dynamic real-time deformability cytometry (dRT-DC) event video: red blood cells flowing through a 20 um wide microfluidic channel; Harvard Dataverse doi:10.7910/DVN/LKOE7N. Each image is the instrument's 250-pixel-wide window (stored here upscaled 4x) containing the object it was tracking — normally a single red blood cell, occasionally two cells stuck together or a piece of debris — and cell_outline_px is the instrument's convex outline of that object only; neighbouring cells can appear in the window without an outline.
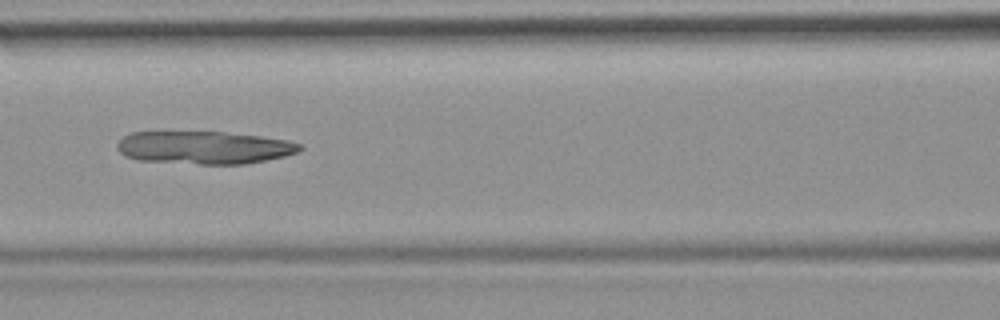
{"species": "common noctule bat (a hibernating species)", "species_latin": "Nyctalus noctula", "temperature_condition": "room temperature", "stored_images_in_passage": 6, "camera_frame_rate_fps": 3000, "um_per_image_px": 0.085, "animal": {"sex": "female", "body_mass_g": 19.9}, "frame": {"image": 1, "passage_image": 6, "time_ms": 7.0, "image_size_px": [1000, 320], "cell_outline_px": [[304, 148], [300, 152], [284, 156], [244, 164], [200, 164], [140, 160], [124, 156], [116, 148], [116, 144], [124, 136], [132, 132], [224, 132], [260, 136], [288, 140], [300, 144]], "centroid_in_image_um": [17.36, 12.54], "position_along_channel_um": 149.2, "area_um2": 34.91}}